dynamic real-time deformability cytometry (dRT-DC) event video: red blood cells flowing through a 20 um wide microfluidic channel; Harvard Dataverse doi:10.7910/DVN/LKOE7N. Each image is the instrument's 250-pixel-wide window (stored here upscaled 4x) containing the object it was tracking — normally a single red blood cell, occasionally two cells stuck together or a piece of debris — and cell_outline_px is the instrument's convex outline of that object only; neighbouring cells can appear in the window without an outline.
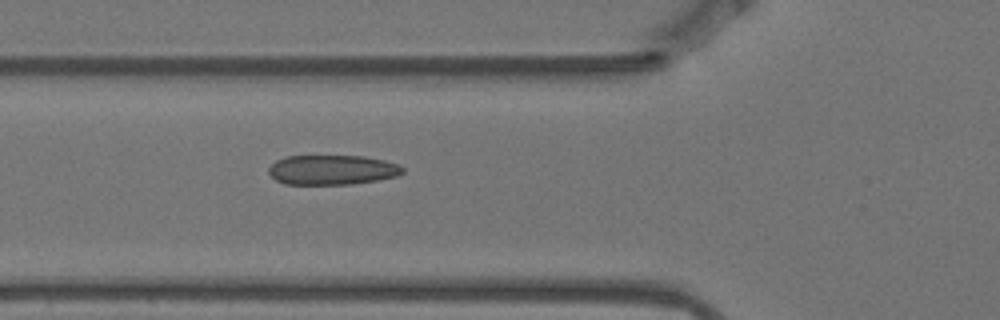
{"species": "Egyptian fruit bat (a non-hibernating species)", "species_latin": "Rousettus aegyptiacus", "temperature_condition": "warm", "stored_images_in_passage": 5, "camera_frame_rate_fps": 3000, "um_per_image_px": 0.085, "animal": {"sex": "female"}, "frame": {"image": 1, "passage_image": 5, "time_ms": 1.333, "image_size_px": [1000, 320], "cell_outline_px": [[404, 172], [396, 176], [376, 180], [352, 184], [284, 184], [276, 180], [268, 172], [268, 168], [276, 160], [288, 156], [364, 156], [384, 160], [400, 164], [404, 168]], "centroid_in_image_um": [28.24, 14.43], "position_along_channel_um": 97.6, "area_um2": 23.24}}